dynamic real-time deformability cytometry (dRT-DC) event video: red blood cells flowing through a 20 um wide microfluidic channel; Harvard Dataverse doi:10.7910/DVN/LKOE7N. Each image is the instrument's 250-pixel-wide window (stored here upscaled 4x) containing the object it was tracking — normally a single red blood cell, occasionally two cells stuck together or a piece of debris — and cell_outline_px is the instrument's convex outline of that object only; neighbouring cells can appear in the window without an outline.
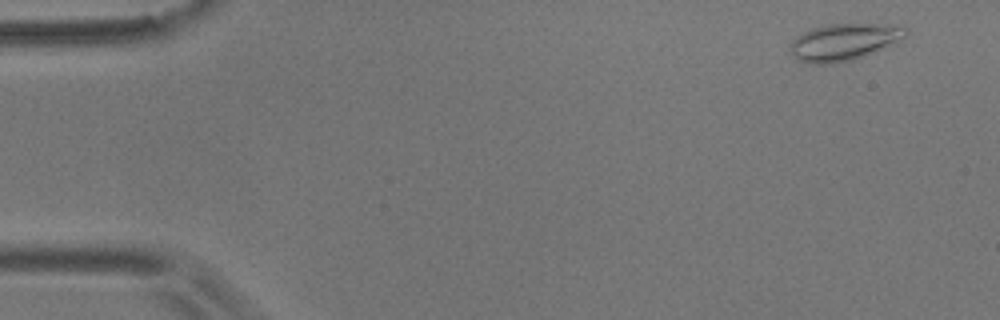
{"species": "common noctule bat (a hibernating species)", "species_latin": "Nyctalus noctula", "temperature_condition": "room temperature", "stored_images_in_passage": 57, "camera_frame_rate_fps": 3000, "um_per_image_px": 0.085, "animal": {"sex": "male", "body_mass_g": 17.9}, "frame": {"image": 1, "passage_image": 4, "time_ms": 1.0, "image_size_px": [1000, 320], "cell_outline_px": [[908, 36], [900, 40], [864, 56], [852, 60], [828, 64], [816, 64], [796, 60], [792, 56], [788, 48], [788, 44], [792, 40], [804, 32], [828, 24], [884, 24], [908, 28]], "centroid_in_image_um": [71.7, 3.58], "position_along_channel_um": 13.3, "area_um2": 24.74}}
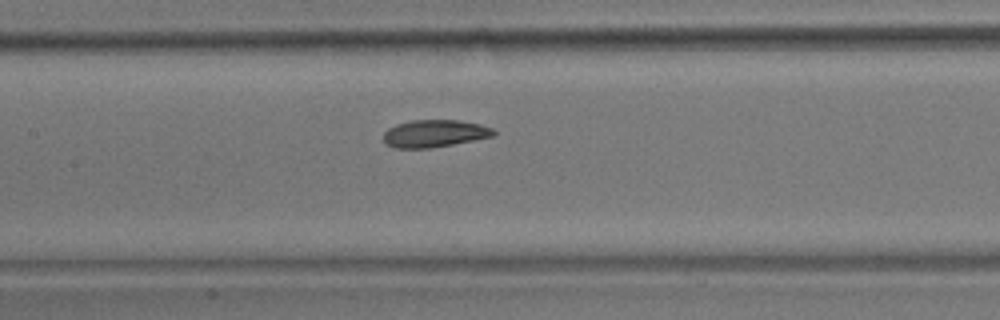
{"frame": {"image": 2, "passage_image": 27, "time_ms": 8.667, "image_size_px": [1000, 320], "cell_outline_px": [[496, 132], [492, 136], [432, 148], [396, 148], [384, 144], [384, 132], [388, 128], [396, 124], [412, 120], [460, 120], [480, 124], [492, 128]], "centroid_in_image_um": [36.89, 11.34], "position_along_channel_um": 170.5, "area_um2": 17.51}}
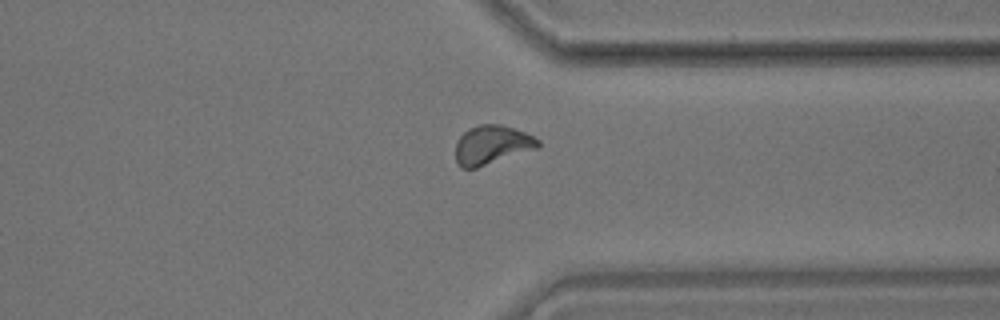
{"frame": {"image": 3, "passage_image": 44, "time_ms": 14.333, "image_size_px": [1000, 320], "cell_outline_px": [[540, 148], [476, 168], [460, 168], [456, 164], [456, 144], [460, 136], [464, 132], [480, 124], [500, 124], [524, 132], [540, 140]], "centroid_in_image_um": [41.82, 12.33], "position_along_channel_um": 369.6, "area_um2": 18.73}, "authors_computed_cell_mechanics": {"area_um2": 18.2648, "velocity_mm_per_s": 3.5437, "shape_relaxation_time_tau1_ms": 5.3061, "shape_relaxation_time_tau2_ms": 2.5382, "deformation_change_tau1": 0.137, "deformation_change_tau2": 0.0747}}